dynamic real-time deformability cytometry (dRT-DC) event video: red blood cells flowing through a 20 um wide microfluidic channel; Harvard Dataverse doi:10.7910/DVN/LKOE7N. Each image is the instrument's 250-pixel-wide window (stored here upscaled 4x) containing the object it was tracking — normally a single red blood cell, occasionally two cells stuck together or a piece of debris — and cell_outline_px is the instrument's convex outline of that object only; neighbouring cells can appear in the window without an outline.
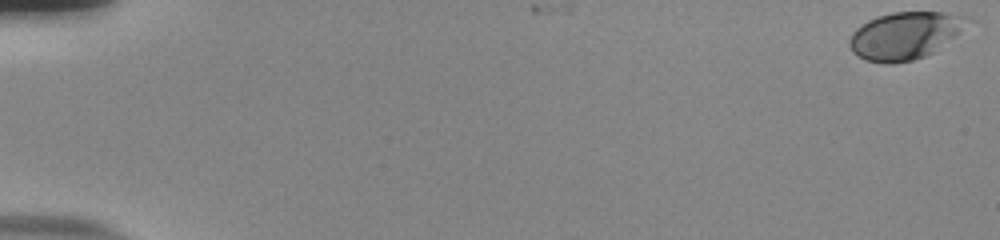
{"species": "human", "species_latin": "Homo sapiens", "temperature_condition": "room temperature", "stored_images_in_passage": 55, "camera_frame_rate_fps": 3000, "um_per_image_px": 0.085, "donor": {"sex": "male"}, "frame": {"image": 1, "passage_image": 1, "time_ms": 0.0, "image_size_px": [1000, 240], "cell_outline_px": [[972, 20], [932, 52], [924, 56], [912, 60], [892, 64], [884, 64], [864, 60], [856, 56], [852, 52], [848, 44], [848, 40], [852, 32], [856, 28], [868, 20], [876, 16], [892, 12], [944, 12], [968, 16]], "centroid_in_image_um": [76.83, 3.02], "position_along_channel_um": 8.2, "area_um2": 32.37}}
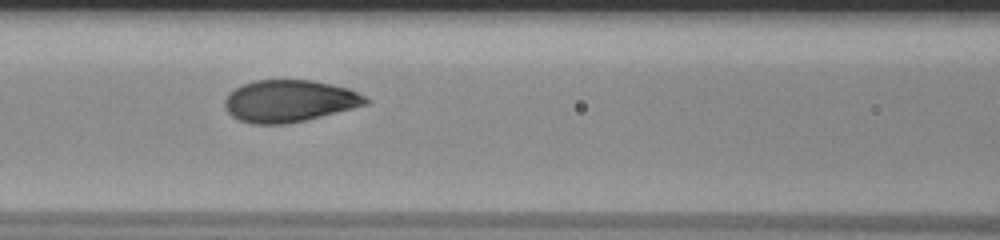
{"frame": {"image": 2, "passage_image": 26, "time_ms": 8.333, "image_size_px": [1000, 240], "cell_outline_px": [[372, 100], [368, 104], [288, 124], [252, 124], [240, 120], [232, 116], [224, 108], [224, 100], [236, 88], [252, 80], [312, 80], [332, 84], [348, 88]], "centroid_in_image_um": [24.59, 8.58], "position_along_channel_um": 142.0, "area_um2": 34.33}}
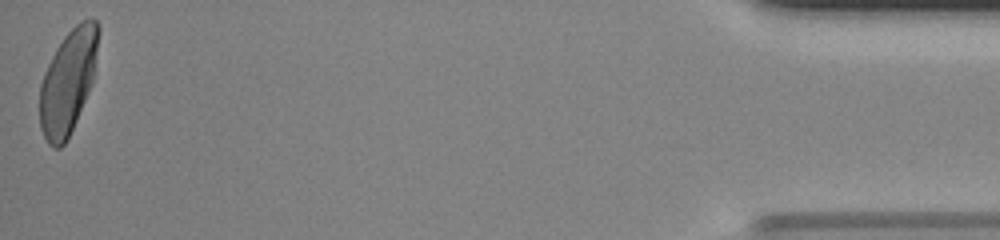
{"frame": {"image": 3, "passage_image": 55, "time_ms": 18.0, "image_size_px": [1000, 240], "cell_outline_px": [[100, 28], [92, 84], [68, 140], [60, 148], [52, 148], [48, 144], [40, 128], [40, 84], [44, 72], [56, 48], [64, 36], [80, 20], [96, 20], [100, 24]], "centroid_in_image_um": [5.78, 6.96], "position_along_channel_um": 429.4, "area_um2": 35.55}, "authors_computed_cell_mechanics": {"area_um2": 34.5644, "velocity_mm_per_s": 3.8318, "shape_relaxation_time_tau1_ms": 2.9636, "shape_relaxation_time_tau2_ms": null, "deformation_change_tau1": 0.1642, "deformation_change_tau2": null}}